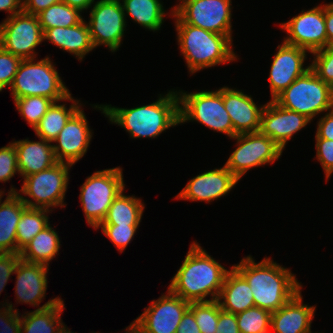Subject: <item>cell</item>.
Segmentation results:
<instances>
[{
  "label": "cell",
  "instance_id": "cb8c5ba5",
  "mask_svg": "<svg viewBox=\"0 0 333 333\" xmlns=\"http://www.w3.org/2000/svg\"><path fill=\"white\" fill-rule=\"evenodd\" d=\"M43 33L44 40L70 54H74L80 62L85 58V55L95 48L85 19L75 26L50 28Z\"/></svg>",
  "mask_w": 333,
  "mask_h": 333
},
{
  "label": "cell",
  "instance_id": "3957f363",
  "mask_svg": "<svg viewBox=\"0 0 333 333\" xmlns=\"http://www.w3.org/2000/svg\"><path fill=\"white\" fill-rule=\"evenodd\" d=\"M148 105L135 108H118L110 105H95L112 124L123 127L132 139L157 138L162 132L180 124L179 95L172 89L166 95Z\"/></svg>",
  "mask_w": 333,
  "mask_h": 333
},
{
  "label": "cell",
  "instance_id": "7a4b0ae2",
  "mask_svg": "<svg viewBox=\"0 0 333 333\" xmlns=\"http://www.w3.org/2000/svg\"><path fill=\"white\" fill-rule=\"evenodd\" d=\"M248 282L255 306L271 313L285 305L303 287L291 270L270 257L256 263L251 255L232 265Z\"/></svg>",
  "mask_w": 333,
  "mask_h": 333
},
{
  "label": "cell",
  "instance_id": "ee69618b",
  "mask_svg": "<svg viewBox=\"0 0 333 333\" xmlns=\"http://www.w3.org/2000/svg\"><path fill=\"white\" fill-rule=\"evenodd\" d=\"M215 333H240L236 314L224 311L220 307L217 331Z\"/></svg>",
  "mask_w": 333,
  "mask_h": 333
},
{
  "label": "cell",
  "instance_id": "2e32d148",
  "mask_svg": "<svg viewBox=\"0 0 333 333\" xmlns=\"http://www.w3.org/2000/svg\"><path fill=\"white\" fill-rule=\"evenodd\" d=\"M93 132L80 107L67 121L52 144L57 162L74 165L86 155Z\"/></svg>",
  "mask_w": 333,
  "mask_h": 333
},
{
  "label": "cell",
  "instance_id": "7402d4cb",
  "mask_svg": "<svg viewBox=\"0 0 333 333\" xmlns=\"http://www.w3.org/2000/svg\"><path fill=\"white\" fill-rule=\"evenodd\" d=\"M302 289L285 305L271 313L270 330L274 333H313L311 323L316 306L303 303Z\"/></svg>",
  "mask_w": 333,
  "mask_h": 333
},
{
  "label": "cell",
  "instance_id": "9c48e42d",
  "mask_svg": "<svg viewBox=\"0 0 333 333\" xmlns=\"http://www.w3.org/2000/svg\"><path fill=\"white\" fill-rule=\"evenodd\" d=\"M177 92L180 124L197 121L210 130L226 134L230 139L234 137L233 125L223 103L222 88L215 91Z\"/></svg>",
  "mask_w": 333,
  "mask_h": 333
},
{
  "label": "cell",
  "instance_id": "816d5d0a",
  "mask_svg": "<svg viewBox=\"0 0 333 333\" xmlns=\"http://www.w3.org/2000/svg\"><path fill=\"white\" fill-rule=\"evenodd\" d=\"M125 329H126L125 333H140V331L138 329V325L135 320L132 323H130V325L128 327H126ZM93 333H95V332H93Z\"/></svg>",
  "mask_w": 333,
  "mask_h": 333
},
{
  "label": "cell",
  "instance_id": "f35d334b",
  "mask_svg": "<svg viewBox=\"0 0 333 333\" xmlns=\"http://www.w3.org/2000/svg\"><path fill=\"white\" fill-rule=\"evenodd\" d=\"M18 173L17 153L13 142L0 148V182L9 181Z\"/></svg>",
  "mask_w": 333,
  "mask_h": 333
},
{
  "label": "cell",
  "instance_id": "30bf717a",
  "mask_svg": "<svg viewBox=\"0 0 333 333\" xmlns=\"http://www.w3.org/2000/svg\"><path fill=\"white\" fill-rule=\"evenodd\" d=\"M232 139L237 141V148L224 165L238 180L254 167L273 164L283 152L272 139L260 132L238 134Z\"/></svg>",
  "mask_w": 333,
  "mask_h": 333
},
{
  "label": "cell",
  "instance_id": "603a6c76",
  "mask_svg": "<svg viewBox=\"0 0 333 333\" xmlns=\"http://www.w3.org/2000/svg\"><path fill=\"white\" fill-rule=\"evenodd\" d=\"M14 141L17 153V166L22 178L43 171L57 163L52 142L39 138Z\"/></svg>",
  "mask_w": 333,
  "mask_h": 333
},
{
  "label": "cell",
  "instance_id": "8fae6325",
  "mask_svg": "<svg viewBox=\"0 0 333 333\" xmlns=\"http://www.w3.org/2000/svg\"><path fill=\"white\" fill-rule=\"evenodd\" d=\"M43 41L38 16L21 11L0 23V47L21 59H36L35 48Z\"/></svg>",
  "mask_w": 333,
  "mask_h": 333
},
{
  "label": "cell",
  "instance_id": "ba28073f",
  "mask_svg": "<svg viewBox=\"0 0 333 333\" xmlns=\"http://www.w3.org/2000/svg\"><path fill=\"white\" fill-rule=\"evenodd\" d=\"M274 101L285 109L305 115L311 121L317 115L333 109L331 85L320 79L311 68Z\"/></svg>",
  "mask_w": 333,
  "mask_h": 333
},
{
  "label": "cell",
  "instance_id": "ffe728a7",
  "mask_svg": "<svg viewBox=\"0 0 333 333\" xmlns=\"http://www.w3.org/2000/svg\"><path fill=\"white\" fill-rule=\"evenodd\" d=\"M48 266L36 263H29L20 260L14 274L16 275L15 296L19 303L29 304L37 307V310L44 309L57 303L61 298L50 299L41 307L39 304L46 296L48 285Z\"/></svg>",
  "mask_w": 333,
  "mask_h": 333
},
{
  "label": "cell",
  "instance_id": "60d3db41",
  "mask_svg": "<svg viewBox=\"0 0 333 333\" xmlns=\"http://www.w3.org/2000/svg\"><path fill=\"white\" fill-rule=\"evenodd\" d=\"M316 159L323 167L326 180L328 181L333 173V140L315 138Z\"/></svg>",
  "mask_w": 333,
  "mask_h": 333
},
{
  "label": "cell",
  "instance_id": "f1b7e54d",
  "mask_svg": "<svg viewBox=\"0 0 333 333\" xmlns=\"http://www.w3.org/2000/svg\"><path fill=\"white\" fill-rule=\"evenodd\" d=\"M65 304L62 299L44 309L25 312L20 317V333H56L63 324L61 319Z\"/></svg>",
  "mask_w": 333,
  "mask_h": 333
},
{
  "label": "cell",
  "instance_id": "d4e9b609",
  "mask_svg": "<svg viewBox=\"0 0 333 333\" xmlns=\"http://www.w3.org/2000/svg\"><path fill=\"white\" fill-rule=\"evenodd\" d=\"M217 301L222 310L233 314L255 306L248 282L233 266L225 276Z\"/></svg>",
  "mask_w": 333,
  "mask_h": 333
},
{
  "label": "cell",
  "instance_id": "6da1fadb",
  "mask_svg": "<svg viewBox=\"0 0 333 333\" xmlns=\"http://www.w3.org/2000/svg\"><path fill=\"white\" fill-rule=\"evenodd\" d=\"M228 271L194 241L168 289L190 303L214 301L218 299ZM208 296L210 299L206 298Z\"/></svg>",
  "mask_w": 333,
  "mask_h": 333
},
{
  "label": "cell",
  "instance_id": "7c38bea8",
  "mask_svg": "<svg viewBox=\"0 0 333 333\" xmlns=\"http://www.w3.org/2000/svg\"><path fill=\"white\" fill-rule=\"evenodd\" d=\"M92 6L86 23L94 47L104 45L112 53L116 52L121 46L127 26L121 1L98 0Z\"/></svg>",
  "mask_w": 333,
  "mask_h": 333
},
{
  "label": "cell",
  "instance_id": "681fc988",
  "mask_svg": "<svg viewBox=\"0 0 333 333\" xmlns=\"http://www.w3.org/2000/svg\"><path fill=\"white\" fill-rule=\"evenodd\" d=\"M0 11L8 12L7 18L22 11V3L19 0H0Z\"/></svg>",
  "mask_w": 333,
  "mask_h": 333
},
{
  "label": "cell",
  "instance_id": "ab89813d",
  "mask_svg": "<svg viewBox=\"0 0 333 333\" xmlns=\"http://www.w3.org/2000/svg\"><path fill=\"white\" fill-rule=\"evenodd\" d=\"M22 59L0 47V82L6 88L11 87Z\"/></svg>",
  "mask_w": 333,
  "mask_h": 333
},
{
  "label": "cell",
  "instance_id": "f907efd6",
  "mask_svg": "<svg viewBox=\"0 0 333 333\" xmlns=\"http://www.w3.org/2000/svg\"><path fill=\"white\" fill-rule=\"evenodd\" d=\"M64 3L69 6L78 9L80 12H84V10L89 9L92 4H94L95 0H62Z\"/></svg>",
  "mask_w": 333,
  "mask_h": 333
},
{
  "label": "cell",
  "instance_id": "bcb514c9",
  "mask_svg": "<svg viewBox=\"0 0 333 333\" xmlns=\"http://www.w3.org/2000/svg\"><path fill=\"white\" fill-rule=\"evenodd\" d=\"M61 1L62 0H23L22 11L37 16L52 4Z\"/></svg>",
  "mask_w": 333,
  "mask_h": 333
},
{
  "label": "cell",
  "instance_id": "74e56055",
  "mask_svg": "<svg viewBox=\"0 0 333 333\" xmlns=\"http://www.w3.org/2000/svg\"><path fill=\"white\" fill-rule=\"evenodd\" d=\"M139 225H99L102 233L110 239L119 252L126 250V247L134 238Z\"/></svg>",
  "mask_w": 333,
  "mask_h": 333
},
{
  "label": "cell",
  "instance_id": "277c9868",
  "mask_svg": "<svg viewBox=\"0 0 333 333\" xmlns=\"http://www.w3.org/2000/svg\"><path fill=\"white\" fill-rule=\"evenodd\" d=\"M177 42L190 74L236 61L232 35L217 34L183 22L174 12Z\"/></svg>",
  "mask_w": 333,
  "mask_h": 333
},
{
  "label": "cell",
  "instance_id": "d6a6232c",
  "mask_svg": "<svg viewBox=\"0 0 333 333\" xmlns=\"http://www.w3.org/2000/svg\"><path fill=\"white\" fill-rule=\"evenodd\" d=\"M78 9H75L63 1L52 4L38 14V19L43 32L46 29L56 27H70L79 24L83 17Z\"/></svg>",
  "mask_w": 333,
  "mask_h": 333
},
{
  "label": "cell",
  "instance_id": "b9f144b4",
  "mask_svg": "<svg viewBox=\"0 0 333 333\" xmlns=\"http://www.w3.org/2000/svg\"><path fill=\"white\" fill-rule=\"evenodd\" d=\"M4 309H3V308ZM0 308V333H20L21 321L19 311L13 309V304L8 301Z\"/></svg>",
  "mask_w": 333,
  "mask_h": 333
},
{
  "label": "cell",
  "instance_id": "d590c367",
  "mask_svg": "<svg viewBox=\"0 0 333 333\" xmlns=\"http://www.w3.org/2000/svg\"><path fill=\"white\" fill-rule=\"evenodd\" d=\"M189 309L193 312L201 333H215L217 331L220 313V304L217 300L191 302Z\"/></svg>",
  "mask_w": 333,
  "mask_h": 333
},
{
  "label": "cell",
  "instance_id": "f546056e",
  "mask_svg": "<svg viewBox=\"0 0 333 333\" xmlns=\"http://www.w3.org/2000/svg\"><path fill=\"white\" fill-rule=\"evenodd\" d=\"M124 190L114 199L100 225H139L145 204L140 198L125 195Z\"/></svg>",
  "mask_w": 333,
  "mask_h": 333
},
{
  "label": "cell",
  "instance_id": "5bb4252c",
  "mask_svg": "<svg viewBox=\"0 0 333 333\" xmlns=\"http://www.w3.org/2000/svg\"><path fill=\"white\" fill-rule=\"evenodd\" d=\"M288 35L287 44L306 49L310 53L327 47V33L324 18V4L298 15L279 25Z\"/></svg>",
  "mask_w": 333,
  "mask_h": 333
},
{
  "label": "cell",
  "instance_id": "11a10c76",
  "mask_svg": "<svg viewBox=\"0 0 333 333\" xmlns=\"http://www.w3.org/2000/svg\"><path fill=\"white\" fill-rule=\"evenodd\" d=\"M4 192H5V191L0 190V198H1V197H4V194H5ZM2 195H3V196H2Z\"/></svg>",
  "mask_w": 333,
  "mask_h": 333
},
{
  "label": "cell",
  "instance_id": "f5cc1de1",
  "mask_svg": "<svg viewBox=\"0 0 333 333\" xmlns=\"http://www.w3.org/2000/svg\"><path fill=\"white\" fill-rule=\"evenodd\" d=\"M56 333H74V332L70 331V329L67 328V325H64L63 323Z\"/></svg>",
  "mask_w": 333,
  "mask_h": 333
},
{
  "label": "cell",
  "instance_id": "db71d44e",
  "mask_svg": "<svg viewBox=\"0 0 333 333\" xmlns=\"http://www.w3.org/2000/svg\"><path fill=\"white\" fill-rule=\"evenodd\" d=\"M5 89V87L1 84V82H0V92L2 91V90H4Z\"/></svg>",
  "mask_w": 333,
  "mask_h": 333
},
{
  "label": "cell",
  "instance_id": "c3c4849f",
  "mask_svg": "<svg viewBox=\"0 0 333 333\" xmlns=\"http://www.w3.org/2000/svg\"><path fill=\"white\" fill-rule=\"evenodd\" d=\"M324 18L327 33V46L333 45V2L324 4Z\"/></svg>",
  "mask_w": 333,
  "mask_h": 333
},
{
  "label": "cell",
  "instance_id": "5b68a950",
  "mask_svg": "<svg viewBox=\"0 0 333 333\" xmlns=\"http://www.w3.org/2000/svg\"><path fill=\"white\" fill-rule=\"evenodd\" d=\"M13 99L43 96L54 102L72 101V94L49 56L37 62L22 59L10 88Z\"/></svg>",
  "mask_w": 333,
  "mask_h": 333
},
{
  "label": "cell",
  "instance_id": "1f68e13d",
  "mask_svg": "<svg viewBox=\"0 0 333 333\" xmlns=\"http://www.w3.org/2000/svg\"><path fill=\"white\" fill-rule=\"evenodd\" d=\"M48 213L50 210L27 207L17 224V253L41 231L50 225Z\"/></svg>",
  "mask_w": 333,
  "mask_h": 333
},
{
  "label": "cell",
  "instance_id": "44dd1931",
  "mask_svg": "<svg viewBox=\"0 0 333 333\" xmlns=\"http://www.w3.org/2000/svg\"><path fill=\"white\" fill-rule=\"evenodd\" d=\"M222 97L233 125L234 136L259 132L261 114L265 105L258 106L251 95L227 86L222 87Z\"/></svg>",
  "mask_w": 333,
  "mask_h": 333
},
{
  "label": "cell",
  "instance_id": "4dcf8cb0",
  "mask_svg": "<svg viewBox=\"0 0 333 333\" xmlns=\"http://www.w3.org/2000/svg\"><path fill=\"white\" fill-rule=\"evenodd\" d=\"M67 108V104L54 102L33 129L38 138L53 143L59 132L64 128L70 117L82 106L80 100L73 99ZM80 103V104H79Z\"/></svg>",
  "mask_w": 333,
  "mask_h": 333
},
{
  "label": "cell",
  "instance_id": "d6986e66",
  "mask_svg": "<svg viewBox=\"0 0 333 333\" xmlns=\"http://www.w3.org/2000/svg\"><path fill=\"white\" fill-rule=\"evenodd\" d=\"M238 182L239 180L224 165L189 180L175 198L211 203L228 194Z\"/></svg>",
  "mask_w": 333,
  "mask_h": 333
},
{
  "label": "cell",
  "instance_id": "8d00e7d4",
  "mask_svg": "<svg viewBox=\"0 0 333 333\" xmlns=\"http://www.w3.org/2000/svg\"><path fill=\"white\" fill-rule=\"evenodd\" d=\"M311 69L325 83L331 85L333 83V45H329L323 49L313 53Z\"/></svg>",
  "mask_w": 333,
  "mask_h": 333
},
{
  "label": "cell",
  "instance_id": "8992f818",
  "mask_svg": "<svg viewBox=\"0 0 333 333\" xmlns=\"http://www.w3.org/2000/svg\"><path fill=\"white\" fill-rule=\"evenodd\" d=\"M71 167L73 166L70 164L57 162L43 171L24 177L23 185L19 191L11 186L7 193H17L30 208H42L52 212V209L54 210L52 207H66L64 199ZM29 198L31 199L29 200Z\"/></svg>",
  "mask_w": 333,
  "mask_h": 333
},
{
  "label": "cell",
  "instance_id": "4fadbf2b",
  "mask_svg": "<svg viewBox=\"0 0 333 333\" xmlns=\"http://www.w3.org/2000/svg\"><path fill=\"white\" fill-rule=\"evenodd\" d=\"M231 5V0H184L173 7V12L187 24L232 35Z\"/></svg>",
  "mask_w": 333,
  "mask_h": 333
},
{
  "label": "cell",
  "instance_id": "83f0119b",
  "mask_svg": "<svg viewBox=\"0 0 333 333\" xmlns=\"http://www.w3.org/2000/svg\"><path fill=\"white\" fill-rule=\"evenodd\" d=\"M125 16L150 31H159L167 15L161 0H120Z\"/></svg>",
  "mask_w": 333,
  "mask_h": 333
},
{
  "label": "cell",
  "instance_id": "4316f807",
  "mask_svg": "<svg viewBox=\"0 0 333 333\" xmlns=\"http://www.w3.org/2000/svg\"><path fill=\"white\" fill-rule=\"evenodd\" d=\"M60 238L51 225L39 232L21 251V260L49 267L50 262L59 254Z\"/></svg>",
  "mask_w": 333,
  "mask_h": 333
},
{
  "label": "cell",
  "instance_id": "e0dca14e",
  "mask_svg": "<svg viewBox=\"0 0 333 333\" xmlns=\"http://www.w3.org/2000/svg\"><path fill=\"white\" fill-rule=\"evenodd\" d=\"M277 52L271 63L269 74L271 98L274 100L286 88H288L298 77L305 74L311 64L304 67L307 58L306 49L287 44L283 41L277 46Z\"/></svg>",
  "mask_w": 333,
  "mask_h": 333
},
{
  "label": "cell",
  "instance_id": "836d02e7",
  "mask_svg": "<svg viewBox=\"0 0 333 333\" xmlns=\"http://www.w3.org/2000/svg\"><path fill=\"white\" fill-rule=\"evenodd\" d=\"M236 319L240 333H271V312L266 309L254 306L236 314Z\"/></svg>",
  "mask_w": 333,
  "mask_h": 333
},
{
  "label": "cell",
  "instance_id": "52a82bcc",
  "mask_svg": "<svg viewBox=\"0 0 333 333\" xmlns=\"http://www.w3.org/2000/svg\"><path fill=\"white\" fill-rule=\"evenodd\" d=\"M122 168L113 167L94 172L81 185L79 199L89 226L103 222L114 199L125 189Z\"/></svg>",
  "mask_w": 333,
  "mask_h": 333
},
{
  "label": "cell",
  "instance_id": "9f6ffc18",
  "mask_svg": "<svg viewBox=\"0 0 333 333\" xmlns=\"http://www.w3.org/2000/svg\"><path fill=\"white\" fill-rule=\"evenodd\" d=\"M331 94H332V98H333V83L331 84Z\"/></svg>",
  "mask_w": 333,
  "mask_h": 333
},
{
  "label": "cell",
  "instance_id": "7bdbcfd3",
  "mask_svg": "<svg viewBox=\"0 0 333 333\" xmlns=\"http://www.w3.org/2000/svg\"><path fill=\"white\" fill-rule=\"evenodd\" d=\"M20 260V253H0V295Z\"/></svg>",
  "mask_w": 333,
  "mask_h": 333
},
{
  "label": "cell",
  "instance_id": "9a60e30c",
  "mask_svg": "<svg viewBox=\"0 0 333 333\" xmlns=\"http://www.w3.org/2000/svg\"><path fill=\"white\" fill-rule=\"evenodd\" d=\"M190 302L183 300L169 289L151 305L135 321L140 333H176L183 314Z\"/></svg>",
  "mask_w": 333,
  "mask_h": 333
},
{
  "label": "cell",
  "instance_id": "ac0fdd59",
  "mask_svg": "<svg viewBox=\"0 0 333 333\" xmlns=\"http://www.w3.org/2000/svg\"><path fill=\"white\" fill-rule=\"evenodd\" d=\"M311 123L305 115L285 109L274 100L267 102L261 114L259 132L272 139L282 150L294 134Z\"/></svg>",
  "mask_w": 333,
  "mask_h": 333
},
{
  "label": "cell",
  "instance_id": "7dc6e473",
  "mask_svg": "<svg viewBox=\"0 0 333 333\" xmlns=\"http://www.w3.org/2000/svg\"><path fill=\"white\" fill-rule=\"evenodd\" d=\"M176 333H201L194 314L189 308L183 314Z\"/></svg>",
  "mask_w": 333,
  "mask_h": 333
},
{
  "label": "cell",
  "instance_id": "e575fe53",
  "mask_svg": "<svg viewBox=\"0 0 333 333\" xmlns=\"http://www.w3.org/2000/svg\"><path fill=\"white\" fill-rule=\"evenodd\" d=\"M14 103L22 118L34 129L54 101L43 96H27L14 99Z\"/></svg>",
  "mask_w": 333,
  "mask_h": 333
},
{
  "label": "cell",
  "instance_id": "484cf974",
  "mask_svg": "<svg viewBox=\"0 0 333 333\" xmlns=\"http://www.w3.org/2000/svg\"><path fill=\"white\" fill-rule=\"evenodd\" d=\"M0 198V253H17V224L27 205L18 194Z\"/></svg>",
  "mask_w": 333,
  "mask_h": 333
},
{
  "label": "cell",
  "instance_id": "f6af8a7d",
  "mask_svg": "<svg viewBox=\"0 0 333 333\" xmlns=\"http://www.w3.org/2000/svg\"><path fill=\"white\" fill-rule=\"evenodd\" d=\"M316 129L315 138L333 140V109L319 118Z\"/></svg>",
  "mask_w": 333,
  "mask_h": 333
}]
</instances>
